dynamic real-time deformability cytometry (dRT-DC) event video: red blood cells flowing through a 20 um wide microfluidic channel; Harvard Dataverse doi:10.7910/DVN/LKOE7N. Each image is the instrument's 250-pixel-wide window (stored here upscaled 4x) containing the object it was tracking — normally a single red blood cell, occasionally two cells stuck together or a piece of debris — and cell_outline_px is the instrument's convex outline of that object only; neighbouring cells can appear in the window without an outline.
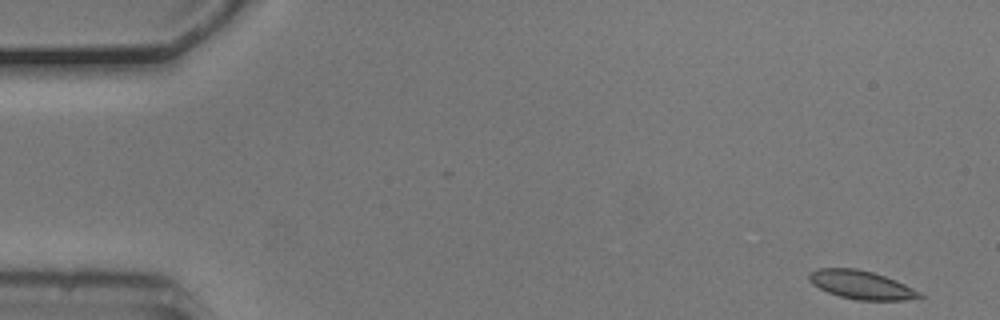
{"species": "common noctule bat (a hibernating species)", "species_latin": "Nyctalus noctula", "temperature_condition": "cold", "stored_images_in_passage": 53, "camera_frame_rate_fps": 3000, "um_per_image_px": 0.085, "animal": {"sex": "male", "body_mass_g": 20.5, "forearm_length_mm": 52.5}, "frame": {"image": 1, "passage_image": 1, "time_ms": 0.0, "image_size_px": [1000, 320], "cell_outline_px": [[924, 296], [904, 300], [856, 300], [840, 296], [828, 292], [812, 284], [808, 280], [808, 272], [816, 268], [856, 268], [872, 272], [896, 280], [920, 292]], "centroid_in_image_um": [73.16, 24.2], "position_along_channel_um": 11.8, "area_um2": 18.26}}
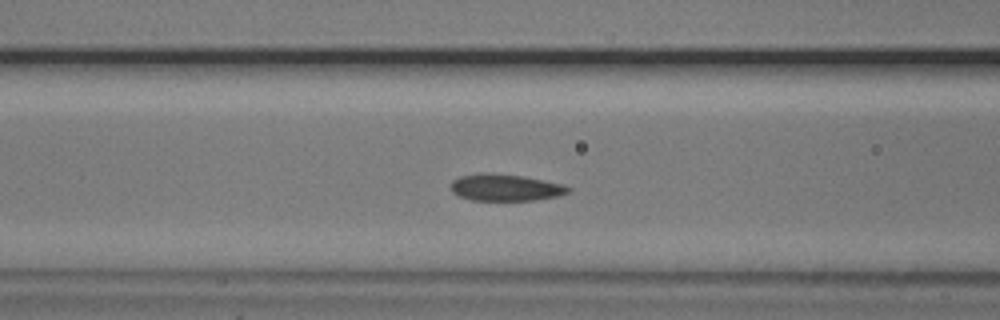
{"frame": {"image": 2, "passage_image": 20, "time_ms": 6.333, "image_size_px": [1000, 320], "cell_outline_px": [[572, 188], [568, 192], [556, 196], [536, 200], [472, 200], [456, 196], [452, 192], [452, 180], [460, 176], [524, 176], [564, 184]], "centroid_in_image_um": [43.02, 15.99], "position_along_channel_um": 123.6, "area_um2": 17.46}}
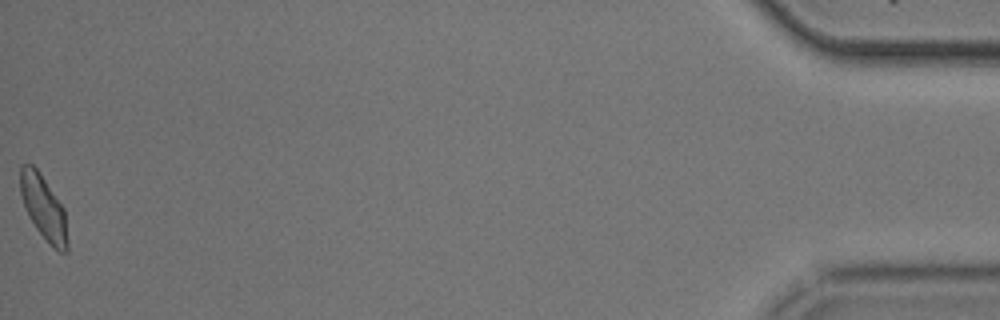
{"frame": {"image": 3, "passage_image": 53, "time_ms": 17.333, "image_size_px": [1000, 320], "cell_outline_px": [[68, 252], [60, 252], [52, 248], [36, 228], [28, 216], [20, 192], [20, 164], [32, 164], [40, 172], [64, 208], [68, 240]], "centroid_in_image_um": [3.71, 17.66], "position_along_channel_um": 431.5, "area_um2": 17.8}, "authors_computed_cell_mechanics": {"area_um2": 18.1492, "velocity_mm_per_s": 3.6985, "shape_relaxation_time_tau1_ms": 4.0874, "shape_relaxation_time_tau2_ms": 1.5735, "deformation_change_tau1": 0.0919, "deformation_change_tau2": 0.0599}}